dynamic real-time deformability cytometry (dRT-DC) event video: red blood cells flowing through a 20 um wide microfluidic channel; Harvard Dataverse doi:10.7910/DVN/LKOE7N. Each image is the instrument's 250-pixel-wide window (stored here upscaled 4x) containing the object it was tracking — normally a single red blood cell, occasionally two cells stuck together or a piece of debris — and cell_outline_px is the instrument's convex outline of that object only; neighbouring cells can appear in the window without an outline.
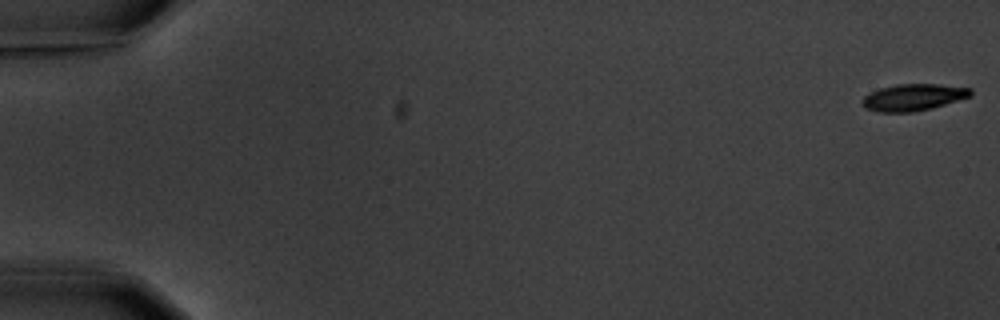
{"species": "common noctule bat (a hibernating species)", "species_latin": "Nyctalus noctula", "temperature_condition": "warm", "stored_images_in_passage": 3, "camera_frame_rate_fps": 3000, "um_per_image_px": 0.085, "animal": {"sex": "male", "body_mass_g": 20.1, "forearm_length_mm": 53.5}, "frame": {"image": 1, "passage_image": 1, "time_ms": 0.0, "image_size_px": [1000, 320], "cell_outline_px": [[972, 96], [932, 108], [912, 112], [880, 112], [864, 108], [864, 96], [880, 88], [896, 84], [936, 84], [972, 88]], "centroid_in_image_um": [77.67, 8.27], "position_along_channel_um": 7.3, "area_um2": 16.76}}